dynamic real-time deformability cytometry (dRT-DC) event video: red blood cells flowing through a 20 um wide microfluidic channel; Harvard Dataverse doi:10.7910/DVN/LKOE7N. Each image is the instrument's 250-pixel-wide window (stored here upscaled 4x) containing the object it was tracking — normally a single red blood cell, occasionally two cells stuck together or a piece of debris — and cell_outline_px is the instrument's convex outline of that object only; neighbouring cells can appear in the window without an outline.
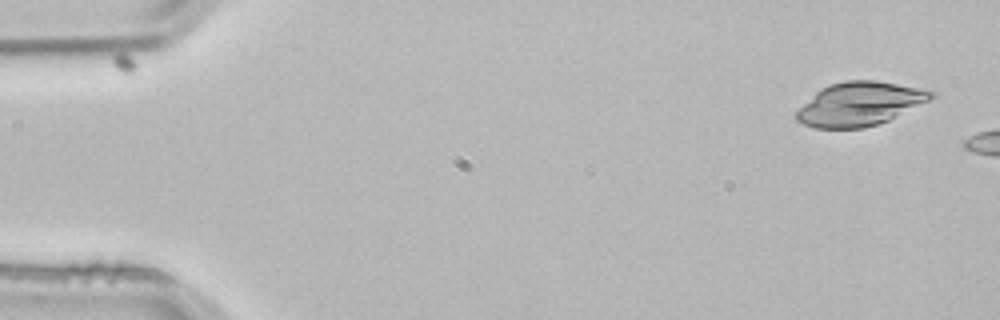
{"species": "common noctule bat (a hibernating species)", "species_latin": "Nyctalus noctula", "temperature_condition": "room temperature", "stored_images_in_passage": 3, "camera_frame_rate_fps": 3000, "um_per_image_px": 0.085, "animal": {"sex": "male", "body_mass_g": 21.5, "forearm_length_mm": 52.0}, "frame": {"image": 1, "passage_image": 1, "time_ms": 0.0, "image_size_px": [1000, 320], "cell_outline_px": [[936, 96], [888, 120], [864, 128], [816, 128], [804, 124], [796, 120], [796, 112], [820, 88], [828, 84], [844, 80], [876, 80], [920, 88], [936, 92]], "centroid_in_image_um": [73.06, 8.82], "position_along_channel_um": 11.9, "area_um2": 33.93}}